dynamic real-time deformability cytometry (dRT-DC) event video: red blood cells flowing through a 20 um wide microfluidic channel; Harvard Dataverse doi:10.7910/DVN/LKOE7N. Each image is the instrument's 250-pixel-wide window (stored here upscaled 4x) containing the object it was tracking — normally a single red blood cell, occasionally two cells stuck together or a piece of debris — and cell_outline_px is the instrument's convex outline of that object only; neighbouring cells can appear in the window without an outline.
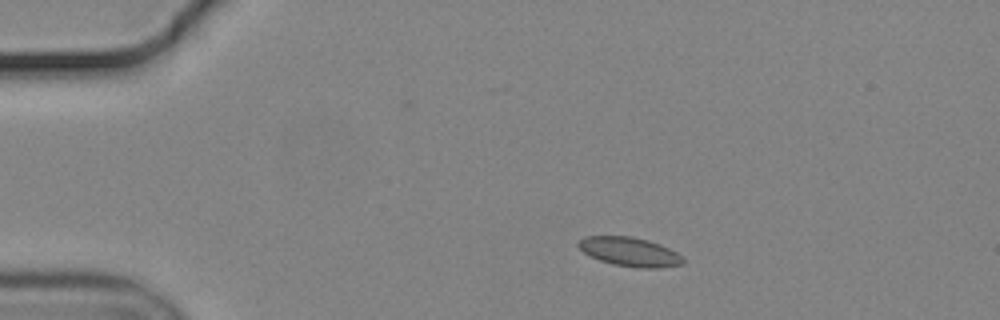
{"species": "common noctule bat (a hibernating species)", "species_latin": "Nyctalus noctula", "temperature_condition": "cold", "stored_images_in_passage": 46, "camera_frame_rate_fps": 3000, "um_per_image_px": 0.085, "animal": {"sex": "male", "body_mass_g": 19.2, "forearm_length_mm": 51.8}, "frame": {"image": 1, "passage_image": 1, "time_ms": 0.0, "image_size_px": [1000, 320], "cell_outline_px": [[684, 264], [660, 268], [640, 268], [612, 264], [600, 260], [584, 252], [576, 244], [584, 236], [632, 236], [648, 240], [660, 244], [684, 256]], "centroid_in_image_um": [53.56, 21.4], "position_along_channel_um": 31.4, "area_um2": 17.74}}
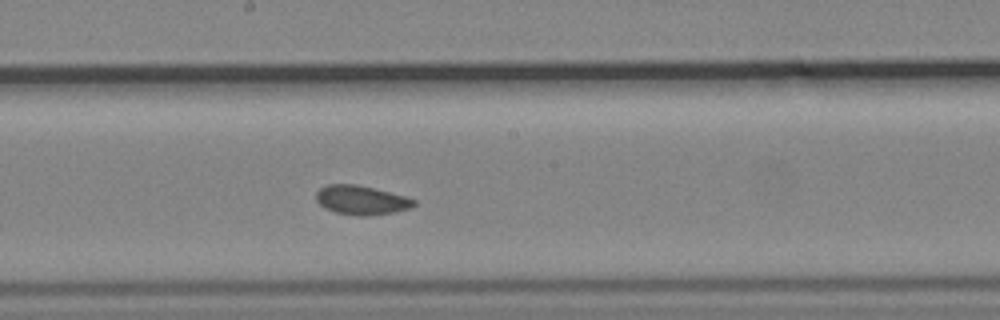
{"frame": {"image": 2, "passage_image": 21, "time_ms": 6.667, "image_size_px": [1000, 320], "cell_outline_px": [[416, 204], [412, 208], [392, 212], [368, 216], [360, 216], [336, 212], [324, 208], [316, 200], [316, 192], [320, 188], [328, 184], [356, 184], [404, 196], [416, 200]], "centroid_in_image_um": [30.7, 17.01], "position_along_channel_um": 217.5, "area_um2": 16.47}}
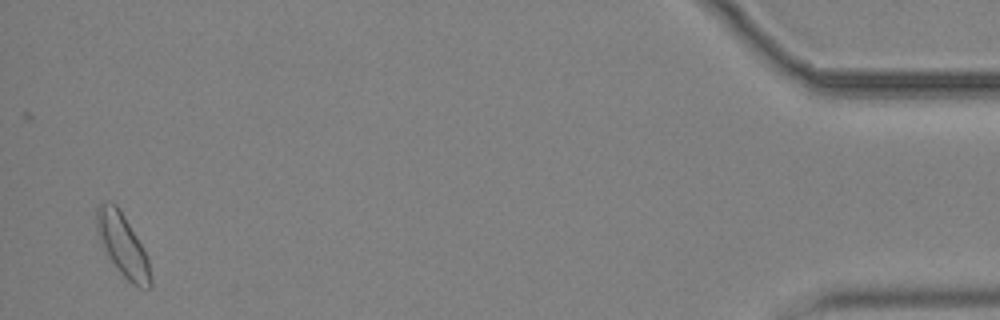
{"frame": {"image": 3, "passage_image": 45, "time_ms": 14.667, "image_size_px": [1000, 320], "cell_outline_px": [[152, 288], [136, 288], [120, 272], [108, 256], [96, 232], [96, 208], [100, 204], [116, 204], [120, 208], [136, 236], [148, 260], [152, 280]], "centroid_in_image_um": [10.43, 20.87], "position_along_channel_um": 424.8, "area_um2": 19.25}, "authors_computed_cell_mechanics": {"area_um2": 16.9354, "velocity_mm_per_s": 3.6491, "shape_relaxation_time_tau1_ms": 6.5778, "shape_relaxation_time_tau2_ms": 3.4699, "deformation_change_tau1": 0.0695, "deformation_change_tau2": 0.0655}}